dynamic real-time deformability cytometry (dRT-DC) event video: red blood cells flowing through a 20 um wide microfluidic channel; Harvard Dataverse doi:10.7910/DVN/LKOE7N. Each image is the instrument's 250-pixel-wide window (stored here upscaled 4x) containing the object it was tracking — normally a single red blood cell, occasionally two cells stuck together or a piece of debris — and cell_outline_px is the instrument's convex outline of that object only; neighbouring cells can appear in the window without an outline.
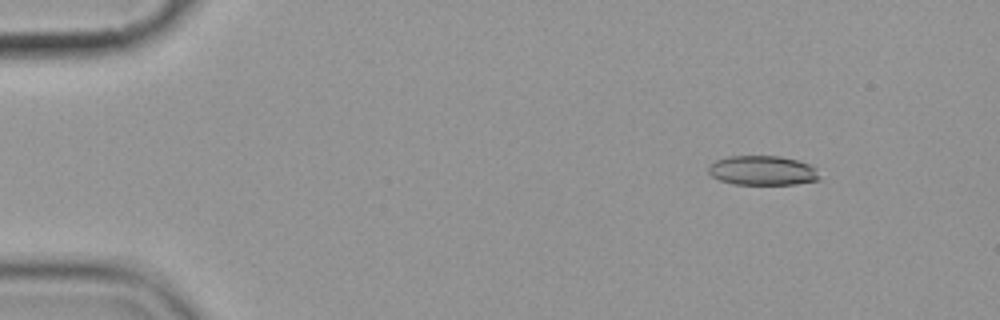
{"species": "common noctule bat (a hibernating species)", "species_latin": "Nyctalus noctula", "temperature_condition": "cold", "stored_images_in_passage": 5, "camera_frame_rate_fps": 3000, "um_per_image_px": 0.085, "animal": {"sex": "female", "body_mass_g": 19.9}, "frame": {"image": 1, "passage_image": 1, "time_ms": 0.0, "image_size_px": [1000, 320], "cell_outline_px": [[820, 180], [796, 184], [732, 184], [720, 180], [712, 176], [708, 172], [708, 168], [716, 160], [728, 156], [780, 156], [796, 160], [808, 164], [816, 168], [820, 176]], "centroid_in_image_um": [64.83, 14.5], "position_along_channel_um": 20.2, "area_um2": 19.07}}
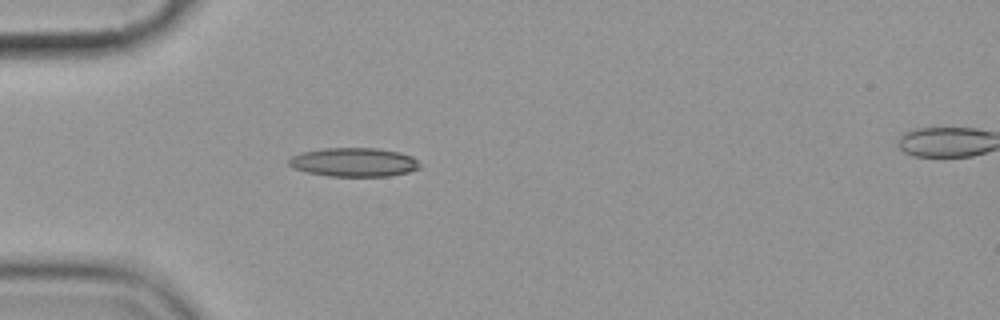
{"frame": {"image": 2, "passage_image": 4, "time_ms": 3.333, "image_size_px": [1000, 320], "cell_outline_px": [[420, 168], [408, 172], [388, 176], [328, 176], [308, 172], [296, 168], [288, 164], [288, 160], [292, 156], [304, 152], [324, 148], [376, 148], [400, 152], [412, 156], [420, 164]], "centroid_in_image_um": [30.11, 13.78], "position_along_channel_um": 54.9, "area_um2": 21.85}}